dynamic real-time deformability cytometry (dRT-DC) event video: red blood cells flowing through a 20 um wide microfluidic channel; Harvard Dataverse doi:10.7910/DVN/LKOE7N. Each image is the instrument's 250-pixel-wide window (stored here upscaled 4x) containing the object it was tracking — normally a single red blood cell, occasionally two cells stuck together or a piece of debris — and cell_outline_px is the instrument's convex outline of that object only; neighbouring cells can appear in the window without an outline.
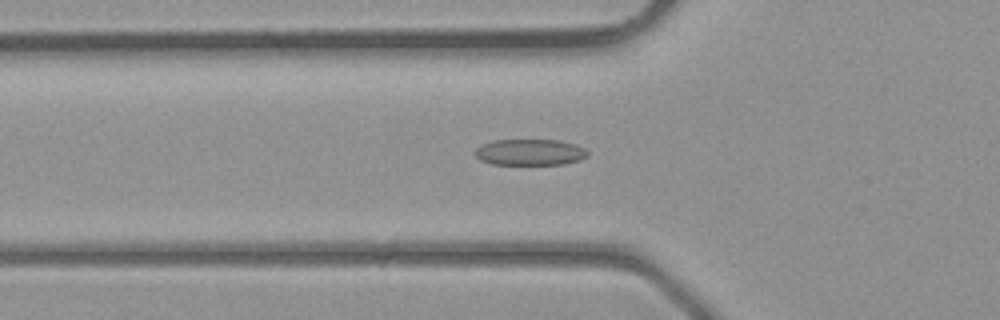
{"species": "common noctule bat (a hibernating species)", "species_latin": "Nyctalus noctula", "temperature_condition": "room temperature", "stored_images_in_passage": 23, "camera_frame_rate_fps": 3000, "um_per_image_px": 0.085, "animal": {"sex": "male", "body_mass_g": 23.1, "forearm_length_mm": 52.7}, "frame": {"image": 1, "passage_image": 4, "time_ms": 1.0, "image_size_px": [1000, 320], "cell_outline_px": [[588, 156], [580, 160], [564, 164], [492, 164], [480, 160], [476, 156], [476, 148], [480, 144], [492, 140], [560, 140], [576, 144], [584, 148], [588, 152]], "centroid_in_image_um": [45.05, 12.93], "position_along_channel_um": 80.7, "area_um2": 17.28}}
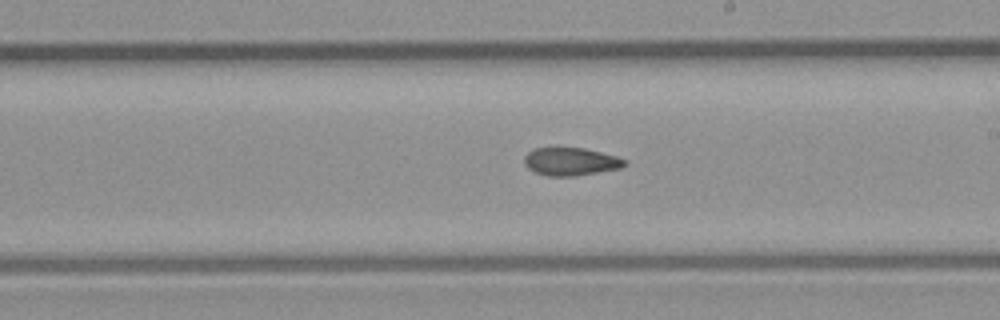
{"frame": {"image": 2, "passage_image": 13, "time_ms": 4.0, "image_size_px": [1000, 320], "cell_outline_px": [[628, 164], [620, 168], [576, 176], [548, 176], [536, 172], [528, 168], [524, 164], [524, 156], [532, 148], [556, 144], [584, 148], [616, 156], [628, 160]], "centroid_in_image_um": [48.47, 13.68], "position_along_channel_um": 240.5, "area_um2": 17.11}}
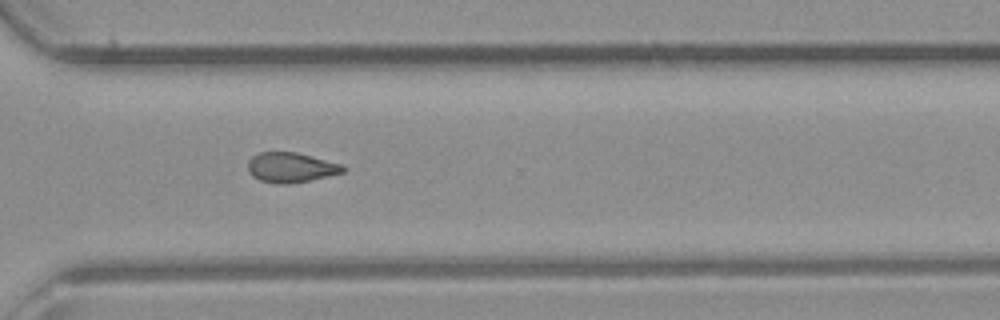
{"frame": {"image": 3, "passage_image": 19, "time_ms": 6.0, "image_size_px": [1000, 320], "cell_outline_px": [[348, 168], [344, 172], [308, 180], [288, 184], [280, 184], [260, 180], [252, 176], [248, 172], [248, 160], [252, 156], [260, 152], [296, 152], [344, 164]], "centroid_in_image_um": [24.74, 14.22], "position_along_channel_um": 345.9, "area_um2": 16.65}}